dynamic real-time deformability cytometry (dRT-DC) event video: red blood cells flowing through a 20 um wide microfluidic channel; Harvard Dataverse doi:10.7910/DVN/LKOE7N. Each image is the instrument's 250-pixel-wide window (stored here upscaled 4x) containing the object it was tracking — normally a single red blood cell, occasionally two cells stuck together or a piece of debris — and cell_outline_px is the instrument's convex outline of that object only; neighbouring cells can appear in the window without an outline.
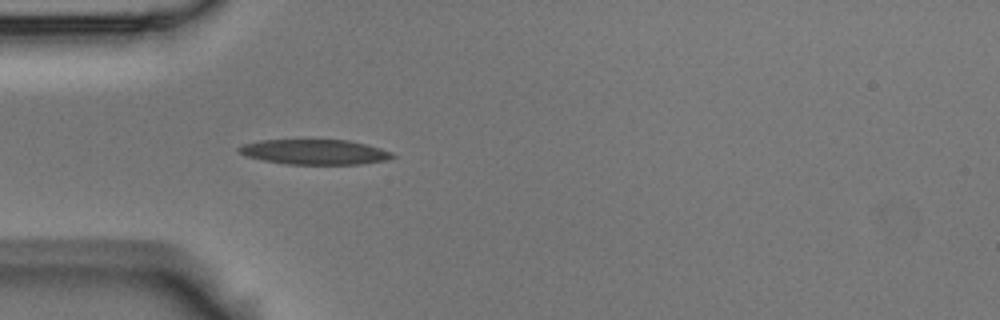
{"species": "Egyptian fruit bat (a non-hibernating species)", "species_latin": "Rousettus aegyptiacus", "temperature_condition": "room temperature", "stored_images_in_passage": 5, "camera_frame_rate_fps": 3000, "um_per_image_px": 0.085, "animal": {"sex": "male"}, "frame": {"image": 1, "passage_image": 5, "time_ms": 1.333, "image_size_px": [1000, 320], "cell_outline_px": [[396, 156], [388, 160], [360, 164], [288, 164], [264, 160], [248, 156], [240, 152], [236, 148], [244, 144], [260, 140], [348, 140], [368, 144], [392, 152]], "centroid_in_image_um": [26.8, 12.91], "position_along_channel_um": 58.2, "area_um2": 22.31}}